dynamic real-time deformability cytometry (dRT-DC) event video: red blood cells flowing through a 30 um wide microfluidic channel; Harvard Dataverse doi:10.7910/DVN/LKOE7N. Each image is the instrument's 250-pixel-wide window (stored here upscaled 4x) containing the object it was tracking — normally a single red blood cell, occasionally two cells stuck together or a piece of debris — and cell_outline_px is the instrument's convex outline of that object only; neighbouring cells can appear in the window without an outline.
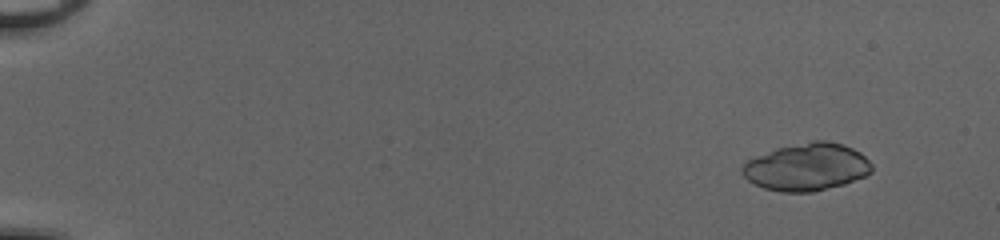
{"species": "common noctule bat (a hibernating species)", "species_latin": "Nyctalus noctula", "temperature_condition": "cold", "stored_images_in_passage": 21, "camera_frame_rate_fps": 3000, "um_per_image_px": 0.085, "animal": {"sex": "female", "body_mass_g": 20.0, "forearm_length_mm": 54.0}, "frame": {"image": 1, "passage_image": 5, "time_ms": 1.333, "image_size_px": [1000, 240], "cell_outline_px": [[872, 172], [864, 176], [844, 184], [812, 192], [780, 192], [764, 188], [748, 180], [740, 172], [740, 168], [748, 160], [756, 156], [776, 148], [812, 140], [828, 140], [844, 144], [860, 152], [872, 164]], "centroid_in_image_um": [68.57, 14.18], "position_along_channel_um": 16.4, "area_um2": 35.89}}